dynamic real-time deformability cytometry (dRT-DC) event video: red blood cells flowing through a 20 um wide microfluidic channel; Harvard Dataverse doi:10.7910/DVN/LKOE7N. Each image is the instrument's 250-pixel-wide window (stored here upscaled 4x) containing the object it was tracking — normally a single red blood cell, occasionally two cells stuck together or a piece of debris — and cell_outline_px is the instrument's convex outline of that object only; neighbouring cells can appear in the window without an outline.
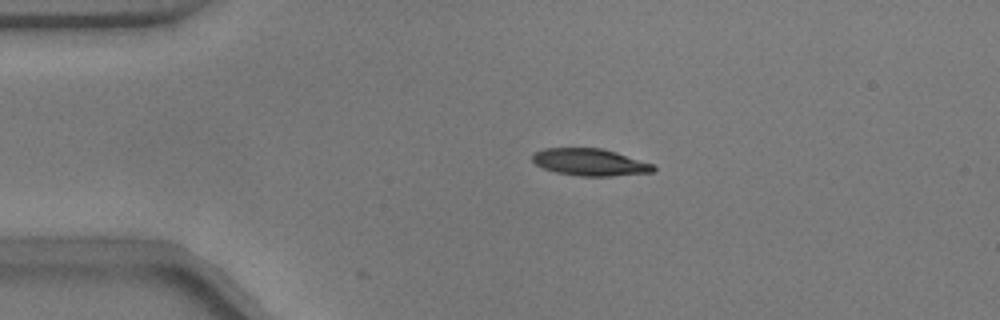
{"species": "common noctule bat (a hibernating species)", "species_latin": "Nyctalus noctula", "temperature_condition": "warm", "stored_images_in_passage": 12, "camera_frame_rate_fps": 3000, "um_per_image_px": 0.085, "animal": {"sex": "male", "body_mass_g": 17.9}, "frame": {"image": 1, "passage_image": 10, "time_ms": 3.0, "image_size_px": [1000, 320], "cell_outline_px": [[656, 168], [652, 172], [612, 176], [580, 176], [556, 172], [544, 168], [536, 164], [532, 160], [532, 156], [536, 152], [544, 148], [604, 148], [652, 164]], "centroid_in_image_um": [50.14, 13.78], "position_along_channel_um": 34.9, "area_um2": 18.9}}